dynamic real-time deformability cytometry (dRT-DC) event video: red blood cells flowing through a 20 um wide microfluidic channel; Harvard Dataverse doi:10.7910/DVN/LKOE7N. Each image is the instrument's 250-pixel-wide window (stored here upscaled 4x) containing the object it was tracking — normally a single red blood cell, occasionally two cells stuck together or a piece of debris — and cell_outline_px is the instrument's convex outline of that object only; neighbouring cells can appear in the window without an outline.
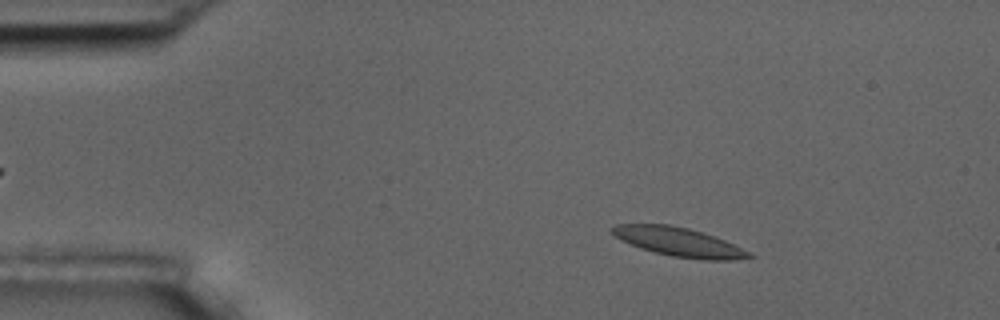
{"species": "common noctule bat (a hibernating species)", "species_latin": "Nyctalus noctula", "temperature_condition": "room temperature", "stored_images_in_passage": 5, "camera_frame_rate_fps": 3000, "um_per_image_px": 0.085, "animal": {"sex": "male", "body_mass_g": 17.5, "forearm_length_mm": 52.3}, "frame": {"image": 1, "passage_image": 2, "time_ms": 1.0, "image_size_px": [1000, 320], "cell_outline_px": [[756, 256], [736, 260], [704, 260], [672, 256], [640, 248], [620, 240], [608, 228], [616, 224], [668, 224], [688, 228], [704, 232], [724, 240]], "centroid_in_image_um": [57.67, 20.56], "position_along_channel_um": 27.3, "area_um2": 22.95}}
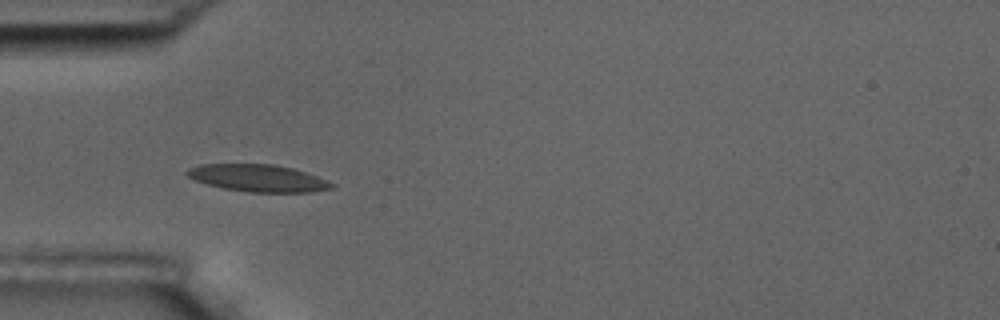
{"frame": {"image": 2, "passage_image": 4, "time_ms": 3.667, "image_size_px": [1000, 320], "cell_outline_px": [[336, 184], [332, 188], [312, 192], [248, 192], [224, 188], [208, 184], [196, 180], [188, 176], [184, 172], [188, 168], [200, 164], [272, 164], [292, 168], [316, 176]], "centroid_in_image_um": [21.92, 15.13], "position_along_channel_um": 63.1, "area_um2": 22.72}}